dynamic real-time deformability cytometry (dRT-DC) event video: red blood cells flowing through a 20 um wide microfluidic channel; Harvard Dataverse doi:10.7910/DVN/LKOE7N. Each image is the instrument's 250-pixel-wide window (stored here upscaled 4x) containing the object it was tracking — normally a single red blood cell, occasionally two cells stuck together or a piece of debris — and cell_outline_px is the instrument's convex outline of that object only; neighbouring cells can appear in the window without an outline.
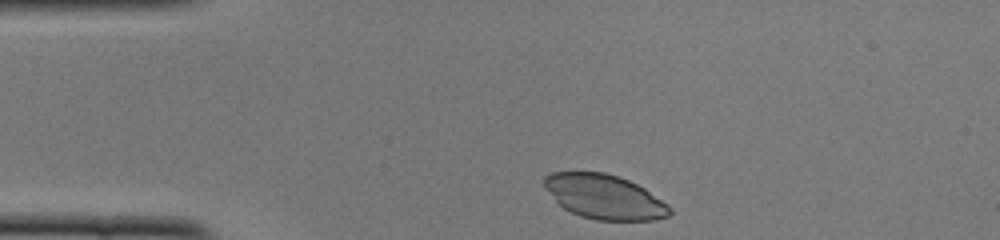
{"species": "common noctule bat (a hibernating species)", "species_latin": "Nyctalus noctula", "temperature_condition": "cold", "stored_images_in_passage": 39, "camera_frame_rate_fps": 3000, "um_per_image_px": 0.085, "animal": {"sex": "female", "body_mass_g": 22.0, "forearm_length_mm": 56.7}, "frame": {"image": 1, "passage_image": 1, "time_ms": 0.0, "image_size_px": [1000, 240], "cell_outline_px": [[672, 212], [668, 216], [652, 220], [596, 220], [580, 216], [564, 208], [544, 188], [544, 176], [552, 172], [604, 172], [620, 176], [644, 188], [668, 204], [672, 208]], "centroid_in_image_um": [51.38, 16.72], "position_along_channel_um": 33.6, "area_um2": 32.43}}